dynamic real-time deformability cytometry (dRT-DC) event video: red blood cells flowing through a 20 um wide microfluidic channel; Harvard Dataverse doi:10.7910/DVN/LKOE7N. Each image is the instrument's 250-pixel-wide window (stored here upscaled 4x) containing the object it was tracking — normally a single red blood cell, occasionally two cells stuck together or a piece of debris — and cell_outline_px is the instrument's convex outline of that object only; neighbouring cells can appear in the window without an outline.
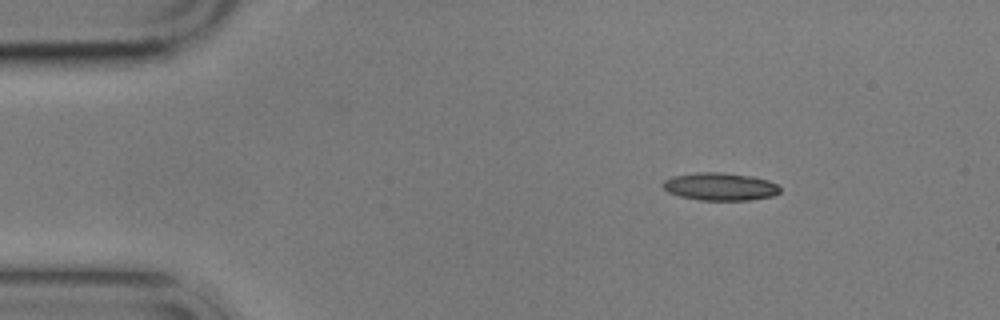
{"species": "common noctule bat (a hibernating species)", "species_latin": "Nyctalus noctula", "temperature_condition": "cold", "stored_images_in_passage": 3, "camera_frame_rate_fps": 3000, "um_per_image_px": 0.085, "animal": {"sex": "male", "body_mass_g": 17.9}, "frame": {"image": 1, "passage_image": 1, "time_ms": 0.0, "image_size_px": [1000, 320], "cell_outline_px": [[780, 192], [772, 196], [748, 200], [700, 200], [680, 196], [668, 192], [660, 184], [664, 180], [672, 176], [700, 172], [720, 172], [752, 176], [768, 180], [776, 184], [780, 188]], "centroid_in_image_um": [61.19, 15.85], "position_along_channel_um": 23.8, "area_um2": 18.9}}
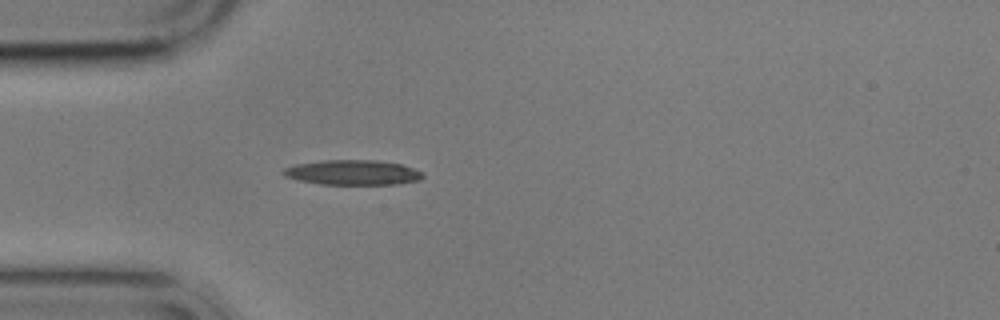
{"frame": {"image": 2, "passage_image": 3, "time_ms": 2.667, "image_size_px": [1000, 320], "cell_outline_px": [[424, 176], [420, 180], [396, 184], [320, 184], [300, 180], [284, 176], [280, 172], [284, 168], [296, 164], [320, 160], [376, 160], [400, 164], [412, 168], [420, 172]], "centroid_in_image_um": [29.94, 14.65], "position_along_channel_um": 55.1, "area_um2": 20.17}}